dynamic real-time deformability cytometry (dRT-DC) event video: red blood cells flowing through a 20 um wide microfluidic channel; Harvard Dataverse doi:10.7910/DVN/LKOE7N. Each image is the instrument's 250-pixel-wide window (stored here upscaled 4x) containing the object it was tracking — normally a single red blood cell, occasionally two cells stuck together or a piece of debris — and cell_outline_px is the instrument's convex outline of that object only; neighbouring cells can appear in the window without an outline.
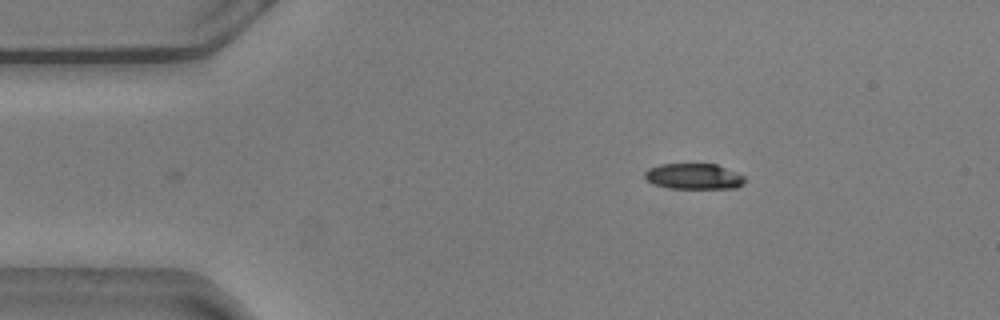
{"species": "common noctule bat (a hibernating species)", "species_latin": "Nyctalus noctula", "temperature_condition": "warm", "stored_images_in_passage": 40, "camera_frame_rate_fps": 3000, "um_per_image_px": 0.085, "animal": {"sex": "male", "body_mass_g": 20.5, "forearm_length_mm": 52.5}, "frame": {"image": 1, "passage_image": 1, "time_ms": 0.0, "image_size_px": [1000, 320], "cell_outline_px": [[744, 184], [736, 188], [668, 188], [652, 184], [644, 180], [644, 172], [648, 168], [660, 164], [716, 164], [736, 172], [744, 176]], "centroid_in_image_um": [58.92, 14.99], "position_along_channel_um": 26.1, "area_um2": 15.14}}
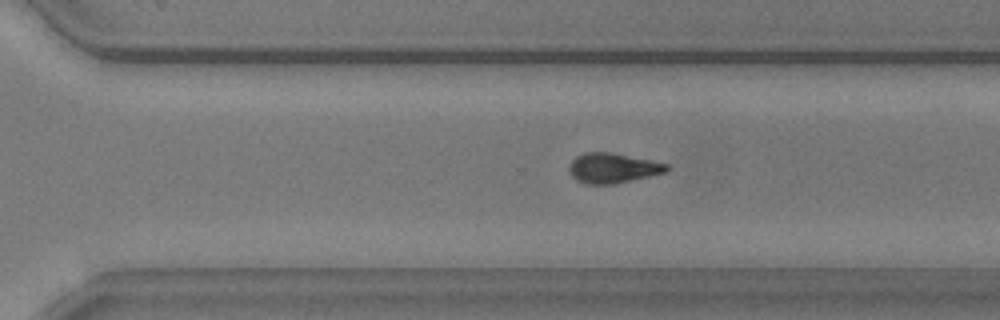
{"frame": {"image": 2, "passage_image": 30, "time_ms": 9.667, "image_size_px": [1000, 320], "cell_outline_px": [[672, 168], [668, 172], [612, 184], [584, 184], [576, 180], [568, 172], [568, 164], [576, 156], [584, 152], [612, 152], [668, 164]], "centroid_in_image_um": [52.07, 14.28], "position_along_channel_um": 318.5, "area_um2": 17.22}}
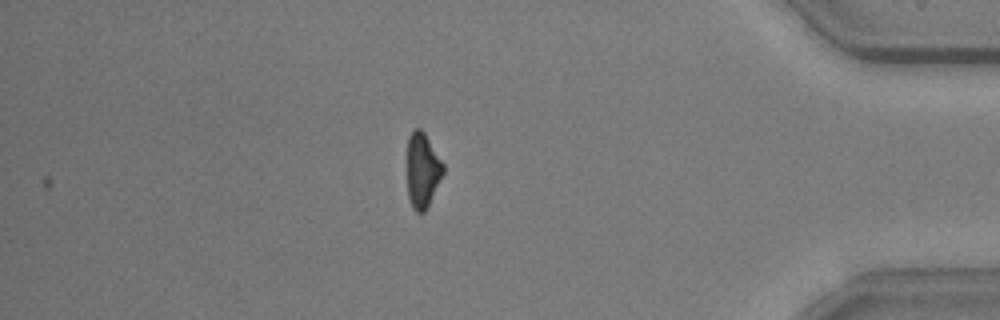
{"frame": {"image": 3, "passage_image": 40, "time_ms": 13.0, "image_size_px": [1000, 320], "cell_outline_px": [[444, 172], [428, 208], [424, 212], [416, 212], [412, 208], [408, 196], [408, 136], [412, 128], [420, 128], [424, 132], [444, 164]], "centroid_in_image_um": [35.92, 14.48], "position_along_channel_um": 399.3, "area_um2": 15.84}, "authors_computed_cell_mechanics": {"area_um2": 16.9643, "velocity_mm_per_s": 3.6177, "shape_relaxation_time_tau1_ms": 3.6681, "shape_relaxation_time_tau2_ms": null, "deformation_change_tau1": 0.1478, "deformation_change_tau2": null}}